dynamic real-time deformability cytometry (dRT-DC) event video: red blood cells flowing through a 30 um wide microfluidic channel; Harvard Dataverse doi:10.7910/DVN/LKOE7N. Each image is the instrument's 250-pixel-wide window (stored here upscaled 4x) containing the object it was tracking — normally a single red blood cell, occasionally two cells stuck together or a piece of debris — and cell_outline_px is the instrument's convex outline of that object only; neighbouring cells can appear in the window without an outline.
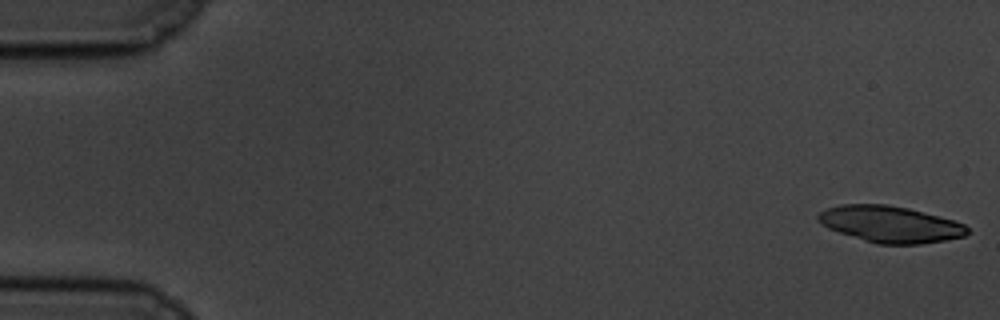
{"species": "common noctule bat (a hibernating species)", "species_latin": "Nyctalus noctula", "temperature_condition": "cold", "stored_images_in_passage": 19, "camera_frame_rate_fps": 3000, "um_per_image_px": 0.085, "animal": {"sex": "male", "body_mass_g": 19.5, "forearm_length_mm": 54.6}, "frame": {"image": 1, "passage_image": 1, "time_ms": 0.0, "image_size_px": [1000, 320], "cell_outline_px": [[968, 232], [964, 236], [944, 240], [920, 244], [876, 244], [828, 228], [820, 224], [816, 220], [816, 216], [820, 212], [828, 208], [840, 204], [888, 204], [908, 208], [952, 220], [964, 224], [968, 228]], "centroid_in_image_um": [75.62, 19.05], "position_along_channel_um": 9.4, "area_um2": 31.5}}